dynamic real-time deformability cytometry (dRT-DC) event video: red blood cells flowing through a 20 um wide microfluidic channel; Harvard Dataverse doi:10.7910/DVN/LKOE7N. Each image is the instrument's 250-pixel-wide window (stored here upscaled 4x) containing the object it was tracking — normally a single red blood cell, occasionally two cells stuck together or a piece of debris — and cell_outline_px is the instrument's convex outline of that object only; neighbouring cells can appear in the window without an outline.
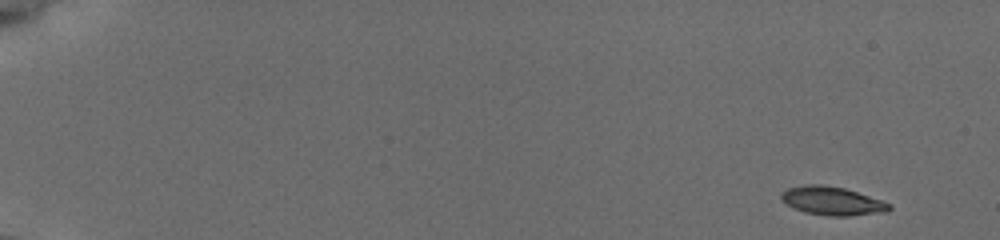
{"species": "common noctule bat (a hibernating species)", "species_latin": "Nyctalus noctula", "temperature_condition": "cold", "stored_images_in_passage": 53, "camera_frame_rate_fps": 3000, "um_per_image_px": 0.085, "animal": {"sex": "female", "body_mass_g": 19.5, "forearm_length_mm": 54.1}, "frame": {"image": 1, "passage_image": 1, "time_ms": 0.0, "image_size_px": [1000, 240], "cell_outline_px": [[892, 208], [888, 212], [848, 216], [828, 216], [804, 212], [788, 204], [780, 196], [780, 192], [788, 188], [804, 184], [820, 184], [844, 188], [892, 204]], "centroid_in_image_um": [70.75, 17.08], "position_along_channel_um": 14.2, "area_um2": 17.86}}
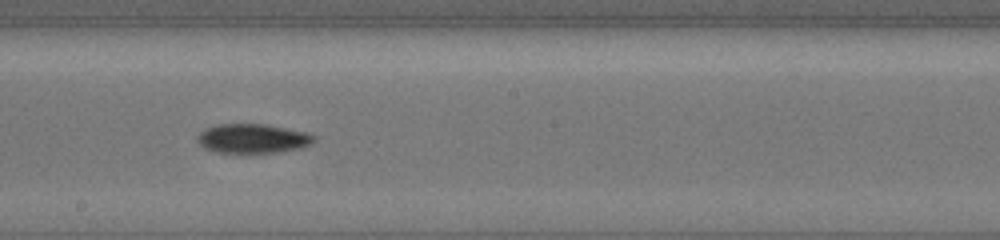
{"frame": {"image": 2, "passage_image": 31, "time_ms": 10.0, "image_size_px": [1000, 240], "cell_outline_px": [[316, 140], [312, 144], [300, 148], [276, 152], [216, 152], [204, 148], [196, 140], [196, 136], [204, 128], [216, 124], [264, 124], [304, 132], [316, 136]], "centroid_in_image_um": [21.44, 11.77], "position_along_channel_um": 226.8, "area_um2": 19.83}}
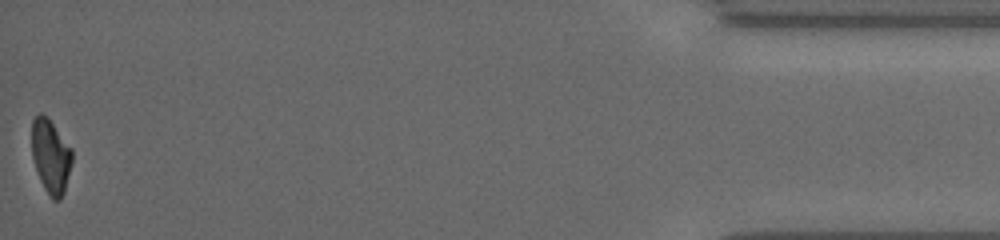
{"frame": {"image": 3, "passage_image": 53, "time_ms": 17.333, "image_size_px": [1000, 240], "cell_outline_px": [[72, 164], [64, 192], [60, 200], [52, 200], [48, 196], [40, 180], [32, 156], [32, 120], [40, 112], [48, 116], [72, 148]], "centroid_in_image_um": [4.32, 13.27], "position_along_channel_um": 430.9, "area_um2": 17.63}, "authors_computed_cell_mechanics": {"area_um2": 18.496, "velocity_mm_per_s": 3.8358, "shape_relaxation_time_tau1_ms": 2.4282, "shape_relaxation_time_tau2_ms": null, "deformation_change_tau1": 0.1299, "deformation_change_tau2": null}}